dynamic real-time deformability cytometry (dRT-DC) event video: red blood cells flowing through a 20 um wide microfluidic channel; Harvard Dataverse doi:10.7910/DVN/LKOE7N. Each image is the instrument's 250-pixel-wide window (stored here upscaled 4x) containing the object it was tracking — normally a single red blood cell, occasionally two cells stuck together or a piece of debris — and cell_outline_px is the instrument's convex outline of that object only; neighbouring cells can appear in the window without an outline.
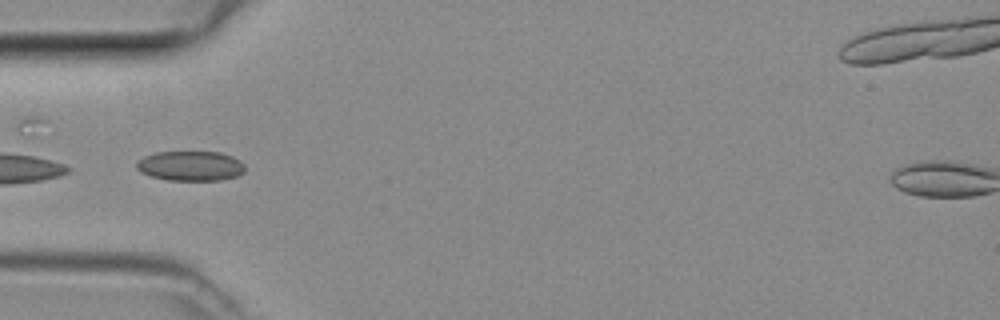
{"species": "common noctule bat (a hibernating species)", "species_latin": "Nyctalus noctula", "temperature_condition": "room temperature", "stored_images_in_passage": 11, "camera_frame_rate_fps": 3000, "um_per_image_px": 0.085, "animal": {"sex": "female", "body_mass_g": 29.2, "forearm_length_mm": 56.3}, "frame": {"image": 1, "passage_image": 8, "time_ms": 2.333, "image_size_px": [1000, 320], "cell_outline_px": [[244, 172], [236, 176], [220, 180], [168, 180], [152, 176], [140, 172], [136, 168], [136, 164], [144, 156], [156, 152], [220, 152], [232, 156], [240, 160], [244, 164]], "centroid_in_image_um": [16.2, 14.1], "position_along_channel_um": 68.8, "area_um2": 18.79}}